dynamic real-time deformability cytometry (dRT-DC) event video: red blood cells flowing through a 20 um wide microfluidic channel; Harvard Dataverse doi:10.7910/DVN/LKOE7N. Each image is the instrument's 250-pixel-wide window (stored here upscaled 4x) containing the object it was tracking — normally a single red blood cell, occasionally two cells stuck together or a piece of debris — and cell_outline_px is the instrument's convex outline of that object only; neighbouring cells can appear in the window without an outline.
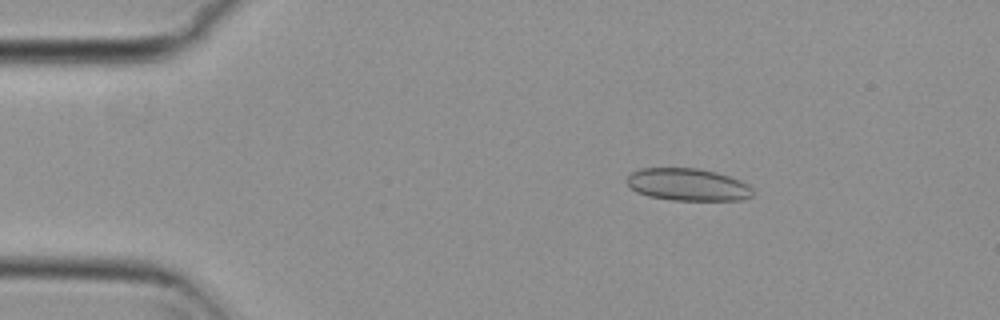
{"species": "common noctule bat (a hibernating species)", "species_latin": "Nyctalus noctula", "temperature_condition": "cold", "stored_images_in_passage": 55, "camera_frame_rate_fps": 3000, "um_per_image_px": 0.085, "animal": {"sex": "female", "body_mass_g": 29.2, "forearm_length_mm": 56.3}, "frame": {"image": 1, "passage_image": 9, "time_ms": 2.667, "image_size_px": [1000, 320], "cell_outline_px": [[752, 196], [740, 200], [672, 200], [648, 196], [636, 192], [628, 184], [628, 176], [632, 172], [640, 168], [696, 168], [716, 172], [740, 180], [748, 184], [752, 188]], "centroid_in_image_um": [58.46, 15.69], "position_along_channel_um": 26.5, "area_um2": 23.64}}
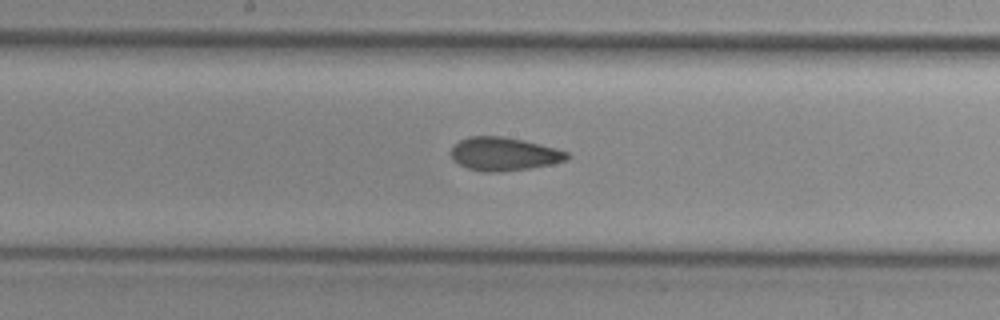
{"frame": {"image": 2, "passage_image": 28, "time_ms": 9.0, "image_size_px": [1000, 320], "cell_outline_px": [[572, 156], [568, 160], [552, 164], [528, 168], [500, 172], [480, 172], [468, 168], [452, 160], [452, 144], [468, 136], [504, 136], [524, 140], [556, 148], [568, 152]], "centroid_in_image_um": [42.85, 13.08], "position_along_channel_um": 205.4, "area_um2": 22.77}}
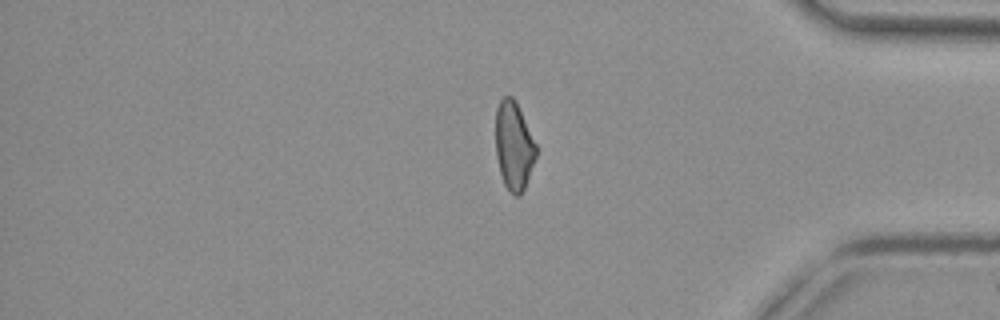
{"frame": {"image": 3, "passage_image": 45, "time_ms": 14.667, "image_size_px": [1000, 320], "cell_outline_px": [[536, 156], [524, 188], [520, 196], [516, 196], [508, 192], [504, 184], [500, 172], [496, 156], [496, 108], [500, 100], [504, 96], [512, 96], [536, 144]], "centroid_in_image_um": [43.65, 12.43], "position_along_channel_um": 391.5, "area_um2": 20.46}, "authors_computed_cell_mechanics": {"area_um2": 22.6576, "velocity_mm_per_s": 3.7402, "shape_relaxation_time_tau1_ms": null, "shape_relaxation_time_tau2_ms": 2.5939, "deformation_change_tau1": null, "deformation_change_tau2": 0.0864}}